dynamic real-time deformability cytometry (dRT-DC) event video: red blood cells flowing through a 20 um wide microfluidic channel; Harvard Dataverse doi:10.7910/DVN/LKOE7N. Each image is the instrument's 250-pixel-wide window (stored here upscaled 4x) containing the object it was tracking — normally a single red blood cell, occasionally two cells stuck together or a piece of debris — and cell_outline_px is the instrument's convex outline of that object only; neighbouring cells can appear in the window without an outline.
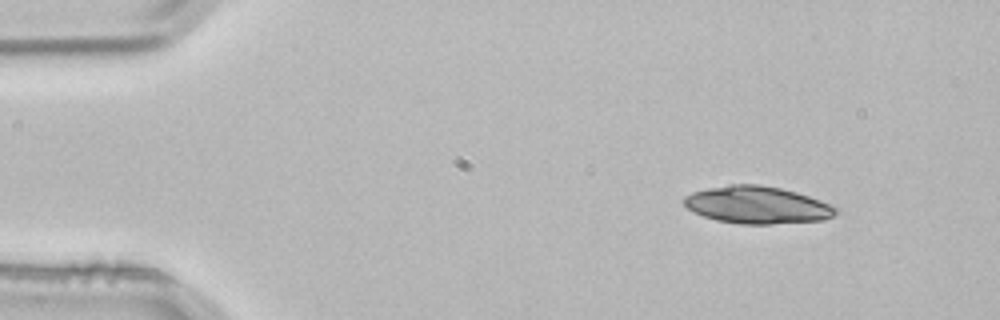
{"species": "common noctule bat (a hibernating species)", "species_latin": "Nyctalus noctula", "temperature_condition": "room temperature", "stored_images_in_passage": 2, "camera_frame_rate_fps": 3000, "um_per_image_px": 0.085, "animal": {"sex": "male", "body_mass_g": 21.5, "forearm_length_mm": 52.0}, "frame": {"image": 1, "passage_image": 1, "time_ms": 0.0, "image_size_px": [1000, 320], "cell_outline_px": [[840, 208], [832, 216], [824, 220], [768, 224], [740, 224], [716, 220], [692, 212], [684, 204], [684, 196], [692, 192], [708, 188], [732, 184], [760, 184], [780, 188], [796, 192], [820, 200]], "centroid_in_image_um": [64.36, 17.42], "position_along_channel_um": 20.6, "area_um2": 33.0}}